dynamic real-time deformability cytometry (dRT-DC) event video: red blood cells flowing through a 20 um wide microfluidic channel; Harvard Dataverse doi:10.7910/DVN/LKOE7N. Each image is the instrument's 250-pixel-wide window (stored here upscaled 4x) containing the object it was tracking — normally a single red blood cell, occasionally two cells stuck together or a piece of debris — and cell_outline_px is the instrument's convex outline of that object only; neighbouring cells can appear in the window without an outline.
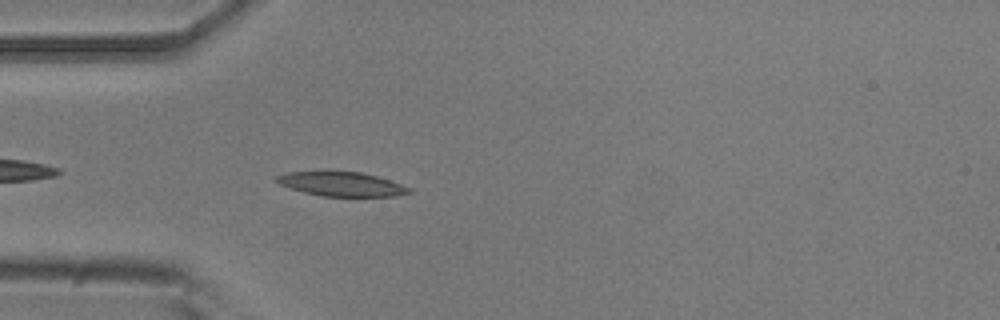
{"species": "common noctule bat (a hibernating species)", "species_latin": "Nyctalus noctula", "temperature_condition": "room temperature", "stored_images_in_passage": 41, "camera_frame_rate_fps": 3000, "um_per_image_px": 0.085, "animal": {"sex": "male", "body_mass_g": 20.5, "forearm_length_mm": 52.5}, "frame": {"image": 1, "passage_image": 4, "time_ms": 1.0, "image_size_px": [1000, 320], "cell_outline_px": [[412, 192], [396, 196], [320, 196], [304, 192], [280, 184], [276, 180], [276, 176], [288, 172], [360, 172], [376, 176], [412, 188]], "centroid_in_image_um": [29.06, 15.66], "position_along_channel_um": 55.9, "area_um2": 18.32}}
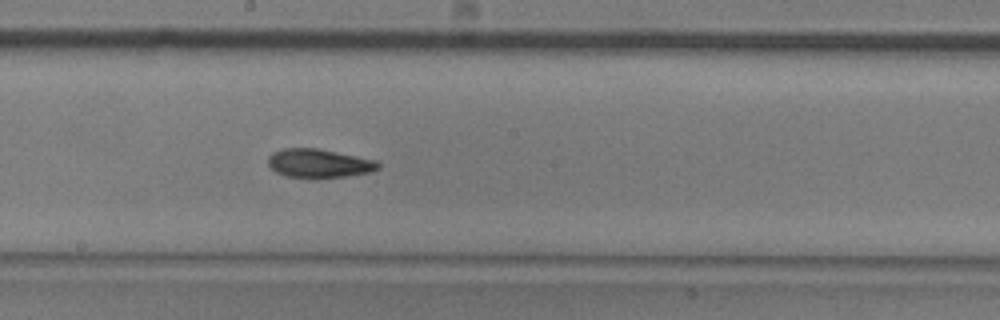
{"frame": {"image": 2, "passage_image": 17, "time_ms": 5.333, "image_size_px": [1000, 320], "cell_outline_px": [[380, 168], [368, 172], [344, 176], [316, 180], [284, 176], [276, 172], [268, 164], [268, 156], [272, 152], [284, 148], [316, 148], [376, 160], [380, 164]], "centroid_in_image_um": [27.06, 13.91], "position_along_channel_um": 221.1, "area_um2": 18.73}}
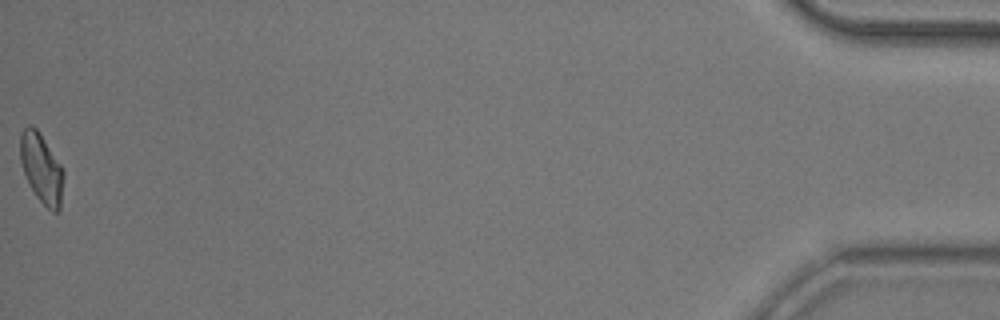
{"frame": {"image": 3, "passage_image": 41, "time_ms": 13.333, "image_size_px": [1000, 320], "cell_outline_px": [[64, 176], [60, 208], [56, 212], [52, 212], [36, 196], [24, 172], [20, 160], [20, 132], [28, 124], [32, 124], [36, 128], [64, 168]], "centroid_in_image_um": [3.54, 14.27], "position_along_channel_um": 431.7, "area_um2": 17.51}, "authors_computed_cell_mechanics": {"area_um2": 18.2648, "velocity_mm_per_s": 3.8913, "shape_relaxation_time_tau1_ms": 5.9982, "shape_relaxation_time_tau2_ms": 4.9567, "deformation_change_tau1": 0.1805, "deformation_change_tau2": 0.1255}}